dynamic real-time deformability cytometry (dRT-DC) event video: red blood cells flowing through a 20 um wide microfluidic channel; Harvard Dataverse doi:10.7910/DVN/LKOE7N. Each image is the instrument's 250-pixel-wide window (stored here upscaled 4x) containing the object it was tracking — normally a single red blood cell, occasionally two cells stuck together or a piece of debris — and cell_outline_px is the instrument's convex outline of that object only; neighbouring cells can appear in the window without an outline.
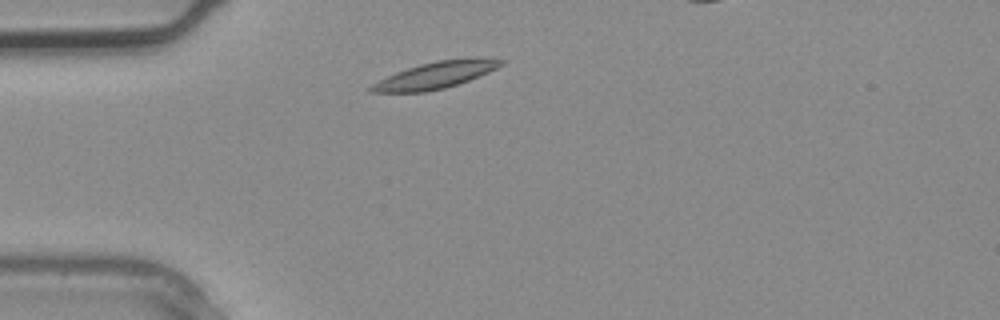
{"species": "common noctule bat (a hibernating species)", "species_latin": "Nyctalus noctula", "temperature_condition": "warm", "stored_images_in_passage": 5, "camera_frame_rate_fps": 3000, "um_per_image_px": 0.085, "animal": {"sex": "male", "body_mass_g": 20.4}, "frame": {"image": 1, "passage_image": 5, "time_ms": 1.333, "image_size_px": [1000, 320], "cell_outline_px": [[504, 64], [488, 72], [468, 80], [444, 88], [428, 92], [368, 92], [368, 88], [372, 84], [396, 72], [420, 64], [436, 60], [476, 56], [504, 60]], "centroid_in_image_um": [37.05, 6.36], "position_along_channel_um": 47.9, "area_um2": 20.23}}